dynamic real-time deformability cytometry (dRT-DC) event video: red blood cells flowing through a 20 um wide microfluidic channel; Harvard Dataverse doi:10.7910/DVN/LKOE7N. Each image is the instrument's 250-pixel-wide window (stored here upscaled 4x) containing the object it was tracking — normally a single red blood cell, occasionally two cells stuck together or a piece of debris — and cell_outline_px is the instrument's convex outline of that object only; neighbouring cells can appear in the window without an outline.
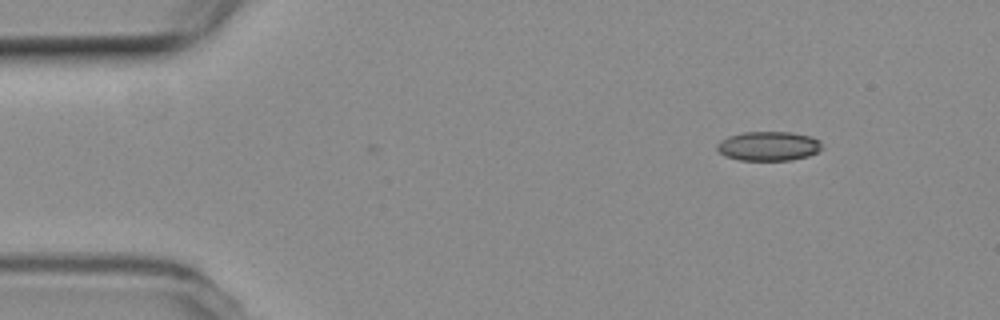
{"species": "common noctule bat (a hibernating species)", "species_latin": "Nyctalus noctula", "temperature_condition": "room temperature", "stored_images_in_passage": 36, "camera_frame_rate_fps": 3000, "um_per_image_px": 0.085, "animal": {"sex": "female", "body_mass_g": 19.3, "forearm_length_mm": 54.1}, "frame": {"image": 1, "passage_image": 1, "time_ms": 0.0, "image_size_px": [1000, 320], "cell_outline_px": [[820, 148], [816, 152], [808, 156], [788, 160], [740, 160], [724, 156], [716, 148], [716, 144], [720, 140], [728, 136], [744, 132], [792, 132], [812, 136], [820, 140]], "centroid_in_image_um": [65.29, 12.41], "position_along_channel_um": 19.7, "area_um2": 17.92}}
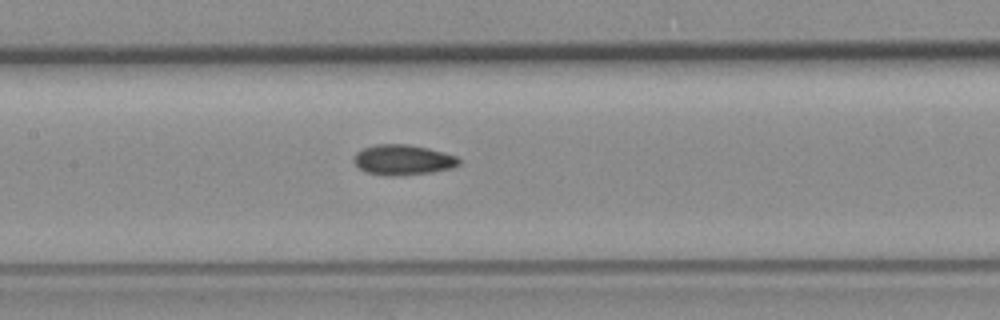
{"frame": {"image": 2, "passage_image": 20, "time_ms": 6.333, "image_size_px": [1000, 320], "cell_outline_px": [[460, 164], [452, 168], [432, 172], [396, 176], [384, 176], [364, 172], [352, 160], [356, 152], [364, 148], [376, 144], [408, 144], [428, 148], [444, 152], [456, 156], [460, 160]], "centroid_in_image_um": [34.24, 13.59], "position_along_channel_um": 173.2, "area_um2": 18.73}}
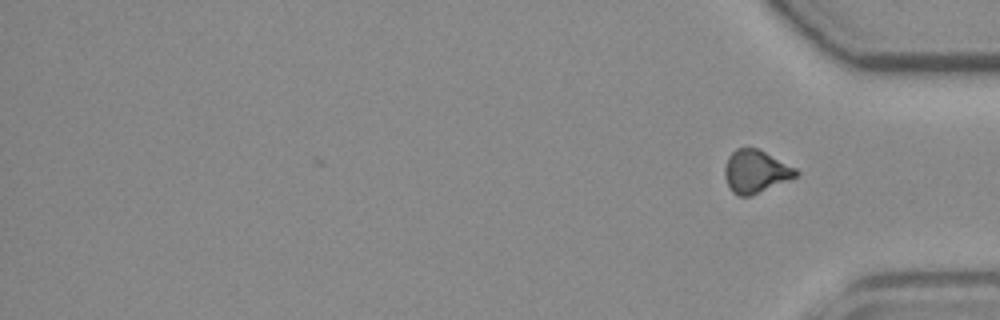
{"frame": {"image": 3, "passage_image": 36, "time_ms": 11.667, "image_size_px": [1000, 320], "cell_outline_px": [[800, 172], [796, 176], [788, 180], [752, 196], [736, 196], [732, 192], [724, 176], [724, 168], [728, 156], [736, 148], [756, 148], [796, 168]], "centroid_in_image_um": [64.2, 14.59], "position_along_channel_um": 371.0, "area_um2": 17.69}, "authors_computed_cell_mechanics": {"area_um2": 18.0914, "velocity_mm_per_s": 3.763, "shape_relaxation_time_tau1_ms": null, "shape_relaxation_time_tau2_ms": 4.3107, "deformation_change_tau1": null, "deformation_change_tau2": 0.0979}}